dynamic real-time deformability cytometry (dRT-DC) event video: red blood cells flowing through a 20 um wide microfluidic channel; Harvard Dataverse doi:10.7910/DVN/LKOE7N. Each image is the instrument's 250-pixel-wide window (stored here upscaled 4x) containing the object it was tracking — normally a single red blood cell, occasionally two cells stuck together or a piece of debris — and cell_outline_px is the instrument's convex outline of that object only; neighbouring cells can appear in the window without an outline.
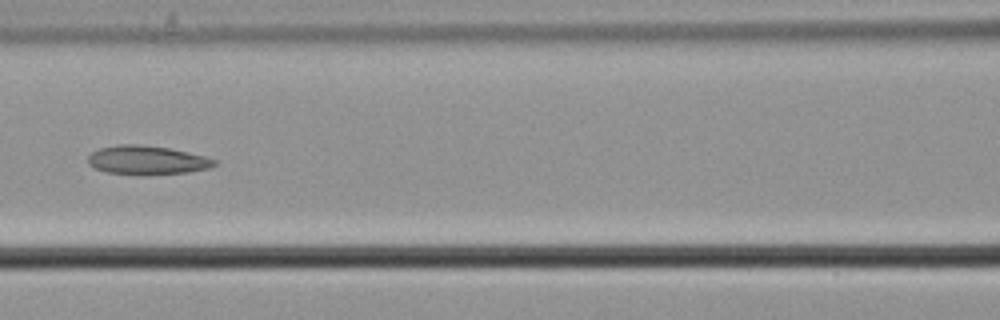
{"species": "common noctule bat (a hibernating species)", "species_latin": "Nyctalus noctula", "temperature_condition": "cold", "stored_images_in_passage": 9, "camera_frame_rate_fps": 3000, "um_per_image_px": 0.085, "animal": {"sex": "male", "body_mass_g": 21.5, "forearm_length_mm": 52.0}, "frame": {"image": 1, "passage_image": 7, "time_ms": 2.0, "image_size_px": [1000, 320], "cell_outline_px": [[216, 164], [212, 168], [188, 172], [108, 172], [96, 168], [88, 164], [88, 156], [92, 152], [100, 148], [120, 144], [140, 144], [168, 148], [204, 156], [216, 160]], "centroid_in_image_um": [12.51, 13.56], "position_along_channel_um": 154.1, "area_um2": 20.23}}
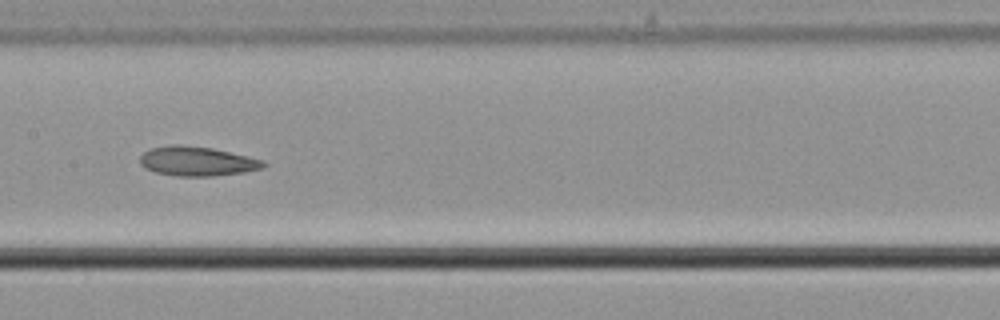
{"frame": {"image": 2, "passage_image": 8, "time_ms": 2.333, "image_size_px": [1000, 320], "cell_outline_px": [[268, 164], [264, 168], [244, 172], [212, 176], [176, 176], [156, 172], [144, 168], [140, 164], [140, 156], [144, 152], [152, 148], [172, 144], [176, 144], [212, 148], [264, 160]], "centroid_in_image_um": [16.76, 13.71], "position_along_channel_um": 190.6, "area_um2": 21.15}}
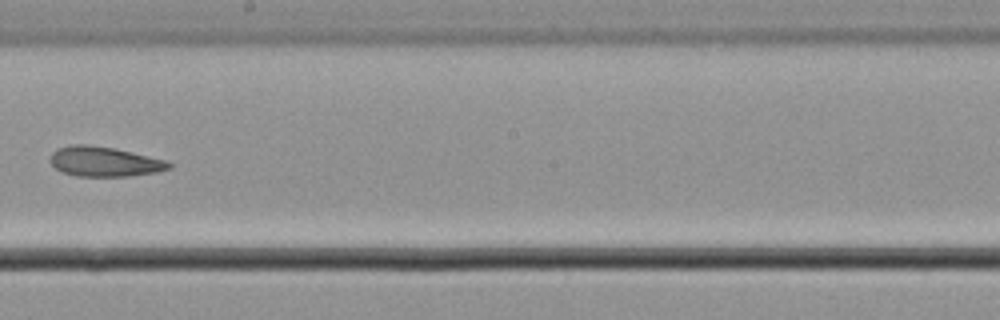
{"frame": {"image": 3, "passage_image": 9, "time_ms": 2.667, "image_size_px": [1000, 320], "cell_outline_px": [[172, 168], [156, 172], [128, 176], [76, 176], [64, 172], [56, 168], [52, 164], [52, 152], [56, 148], [72, 144], [88, 144], [112, 148], [132, 152], [168, 160], [172, 164]], "centroid_in_image_um": [8.91, 13.73], "position_along_channel_um": 239.3, "area_um2": 20.58}}